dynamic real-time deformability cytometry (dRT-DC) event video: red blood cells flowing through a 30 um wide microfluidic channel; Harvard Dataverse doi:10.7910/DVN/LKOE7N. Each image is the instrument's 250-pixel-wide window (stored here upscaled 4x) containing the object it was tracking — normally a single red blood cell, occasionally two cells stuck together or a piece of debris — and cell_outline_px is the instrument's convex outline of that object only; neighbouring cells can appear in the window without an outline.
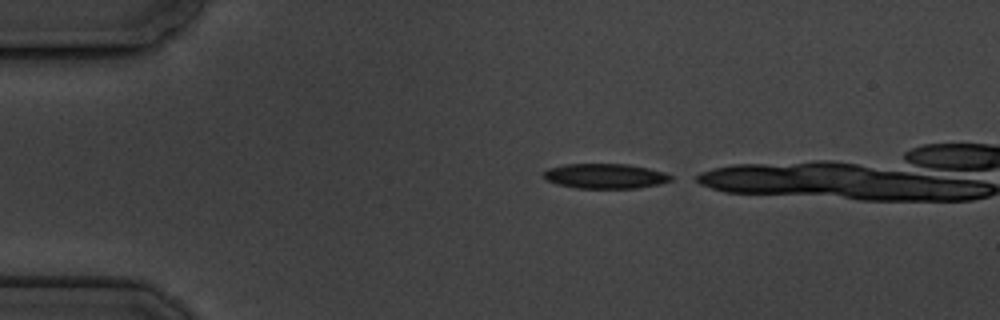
{"species": "common noctule bat (a hibernating species)", "species_latin": "Nyctalus noctula", "temperature_condition": "cold", "stored_images_in_passage": 4, "camera_frame_rate_fps": 3000, "um_per_image_px": 0.085, "animal": {"sex": "male", "body_mass_g": 19.5, "forearm_length_mm": 54.6}, "frame": {"image": 1, "passage_image": 1, "time_ms": 0.0, "image_size_px": [1000, 320], "cell_outline_px": [[672, 180], [660, 184], [636, 188], [576, 188], [556, 184], [544, 180], [544, 172], [548, 168], [564, 164], [628, 164], [648, 168], [664, 172], [672, 176]], "centroid_in_image_um": [51.42, 14.97], "position_along_channel_um": 33.6, "area_um2": 18.55}}